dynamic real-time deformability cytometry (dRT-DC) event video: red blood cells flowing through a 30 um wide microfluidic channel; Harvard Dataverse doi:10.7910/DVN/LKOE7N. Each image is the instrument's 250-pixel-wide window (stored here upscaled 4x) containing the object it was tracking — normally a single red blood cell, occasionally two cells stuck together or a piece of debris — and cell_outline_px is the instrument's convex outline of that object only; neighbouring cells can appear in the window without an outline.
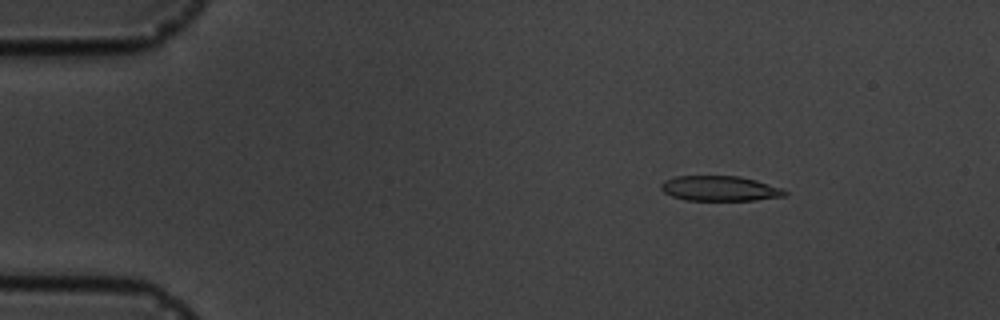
{"species": "common noctule bat (a hibernating species)", "species_latin": "Nyctalus noctula", "temperature_condition": "cold", "stored_images_in_passage": 4, "camera_frame_rate_fps": 3000, "um_per_image_px": 0.085, "animal": {"sex": "male", "body_mass_g": 19.5, "forearm_length_mm": 54.6}, "frame": {"image": 1, "passage_image": 2, "time_ms": 1.0, "image_size_px": [1000, 320], "cell_outline_px": [[788, 192], [784, 196], [756, 200], [684, 200], [672, 196], [664, 192], [660, 188], [660, 184], [664, 180], [676, 176], [740, 176], [756, 180], [784, 188]], "centroid_in_image_um": [61.19, 16.01], "position_along_channel_um": 23.8, "area_um2": 18.21}}